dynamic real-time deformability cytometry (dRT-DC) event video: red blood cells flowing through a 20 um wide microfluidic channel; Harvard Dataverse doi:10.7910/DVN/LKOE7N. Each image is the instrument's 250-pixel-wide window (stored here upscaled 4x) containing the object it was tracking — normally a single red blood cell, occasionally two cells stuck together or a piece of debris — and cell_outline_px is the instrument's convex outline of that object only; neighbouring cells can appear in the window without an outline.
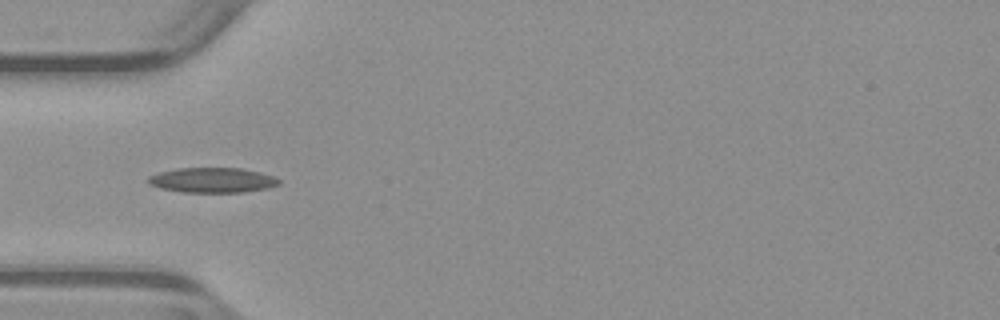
{"species": "common noctule bat (a hibernating species)", "species_latin": "Nyctalus noctula", "temperature_condition": "warm", "stored_images_in_passage": 38, "camera_frame_rate_fps": 3000, "um_per_image_px": 0.085, "animal": {"sex": "male", "body_mass_g": 23.1, "forearm_length_mm": 52.7}, "frame": {"image": 1, "passage_image": 2, "time_ms": 0.333, "image_size_px": [1000, 320], "cell_outline_px": [[280, 184], [268, 188], [244, 192], [184, 192], [160, 188], [148, 184], [148, 176], [160, 172], [176, 168], [240, 168], [260, 172], [272, 176], [280, 180]], "centroid_in_image_um": [18.05, 15.31], "position_along_channel_um": 67.0, "area_um2": 19.02}}
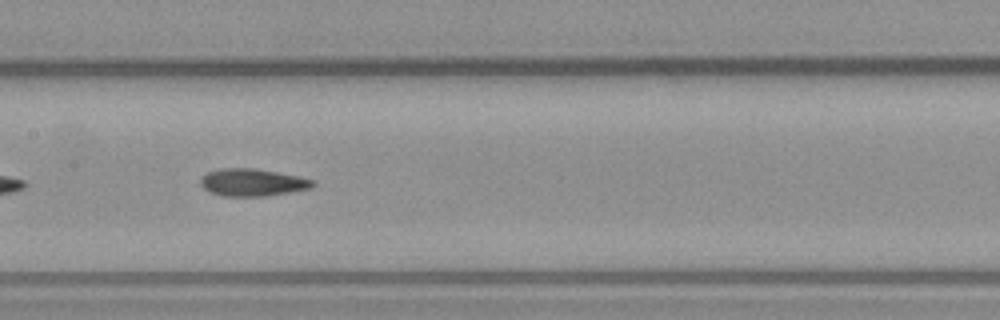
{"frame": {"image": 2, "passage_image": 11, "time_ms": 3.333, "image_size_px": [1000, 320], "cell_outline_px": [[316, 184], [312, 188], [264, 196], [220, 196], [204, 188], [200, 184], [200, 180], [208, 172], [220, 168], [252, 168], [300, 176], [312, 180]], "centroid_in_image_um": [21.46, 15.5], "position_along_channel_um": 185.9, "area_um2": 17.74}}
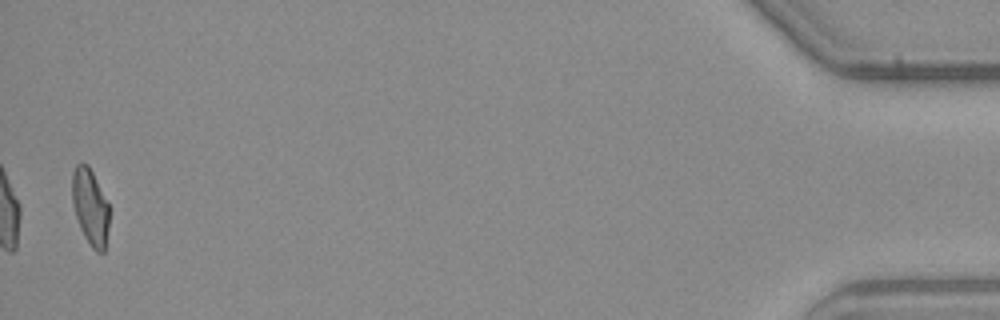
{"frame": {"image": 3, "passage_image": 37, "time_ms": 12.0, "image_size_px": [1000, 320], "cell_outline_px": [[108, 228], [104, 252], [96, 252], [92, 248], [84, 236], [80, 228], [76, 216], [72, 200], [72, 172], [76, 164], [88, 164], [108, 204]], "centroid_in_image_um": [7.65, 17.6], "position_along_channel_um": 427.5, "area_um2": 16.18}, "authors_computed_cell_mechanics": {"area_um2": 17.6001, "velocity_mm_per_s": 3.9305, "shape_relaxation_time_tau1_ms": 6.922, "shape_relaxation_time_tau2_ms": 2.6125, "deformation_change_tau1": 0.1843, "deformation_change_tau2": 0.0996}}